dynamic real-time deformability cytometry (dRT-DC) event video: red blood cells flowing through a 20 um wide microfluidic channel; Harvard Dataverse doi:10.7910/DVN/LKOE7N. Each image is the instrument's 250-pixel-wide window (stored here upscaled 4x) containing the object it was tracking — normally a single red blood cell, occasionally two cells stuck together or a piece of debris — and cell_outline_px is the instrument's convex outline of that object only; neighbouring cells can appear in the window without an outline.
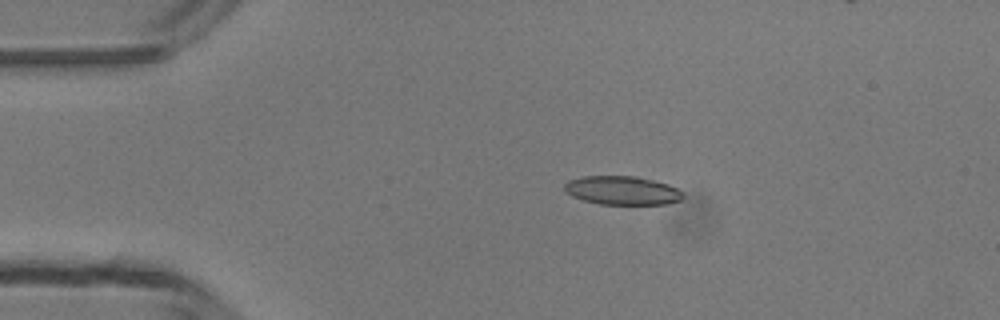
{"species": "common noctule bat (a hibernating species)", "species_latin": "Nyctalus noctula", "temperature_condition": "room temperature", "stored_images_in_passage": 5, "camera_frame_rate_fps": 3000, "um_per_image_px": 0.085, "animal": {"sex": "male", "body_mass_g": 13.3}, "frame": {"image": 1, "passage_image": 3, "time_ms": 2.333, "image_size_px": [1000, 320], "cell_outline_px": [[684, 196], [680, 200], [668, 204], [600, 204], [584, 200], [572, 196], [564, 192], [564, 184], [568, 180], [580, 176], [636, 176], [668, 184], [684, 192]], "centroid_in_image_um": [52.87, 16.18], "position_along_channel_um": 32.1, "area_um2": 19.94}}